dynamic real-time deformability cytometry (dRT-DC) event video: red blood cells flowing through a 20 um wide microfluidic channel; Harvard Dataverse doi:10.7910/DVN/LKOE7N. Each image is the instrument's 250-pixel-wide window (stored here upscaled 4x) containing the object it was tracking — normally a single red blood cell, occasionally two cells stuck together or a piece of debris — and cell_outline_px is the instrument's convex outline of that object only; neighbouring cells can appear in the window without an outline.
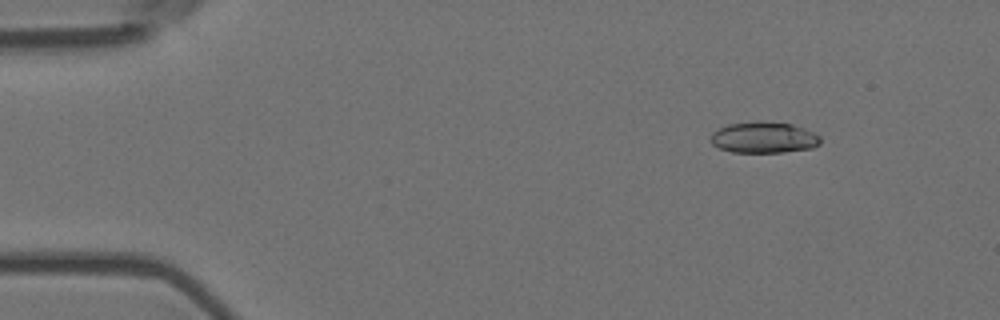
{"species": "Egyptian fruit bat (a non-hibernating species)", "species_latin": "Rousettus aegyptiacus", "temperature_condition": "room temperature", "stored_images_in_passage": 4, "camera_frame_rate_fps": 3000, "um_per_image_px": 0.085, "animal": {"sex": "female"}, "frame": {"image": 1, "passage_image": 2, "time_ms": 0.333, "image_size_px": [1000, 320], "cell_outline_px": [[820, 144], [812, 148], [784, 152], [732, 152], [720, 148], [712, 144], [712, 132], [728, 124], [756, 120], [760, 120], [792, 124], [804, 128], [820, 136]], "centroid_in_image_um": [64.93, 11.67], "position_along_channel_um": 20.1, "area_um2": 20.0}}
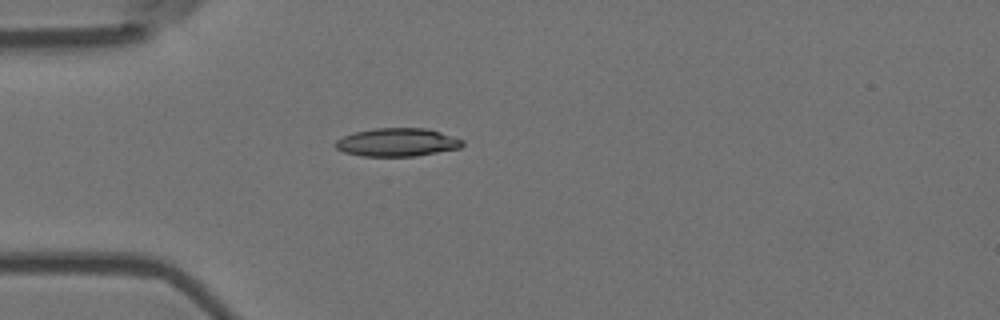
{"frame": {"image": 2, "passage_image": 4, "time_ms": 1.0, "image_size_px": [1000, 320], "cell_outline_px": [[464, 144], [460, 148], [416, 156], [360, 156], [344, 152], [336, 148], [332, 144], [336, 140], [344, 136], [356, 132], [376, 128], [428, 128], [464, 140]], "centroid_in_image_um": [33.76, 12.1], "position_along_channel_um": 51.2, "area_um2": 20.92}}